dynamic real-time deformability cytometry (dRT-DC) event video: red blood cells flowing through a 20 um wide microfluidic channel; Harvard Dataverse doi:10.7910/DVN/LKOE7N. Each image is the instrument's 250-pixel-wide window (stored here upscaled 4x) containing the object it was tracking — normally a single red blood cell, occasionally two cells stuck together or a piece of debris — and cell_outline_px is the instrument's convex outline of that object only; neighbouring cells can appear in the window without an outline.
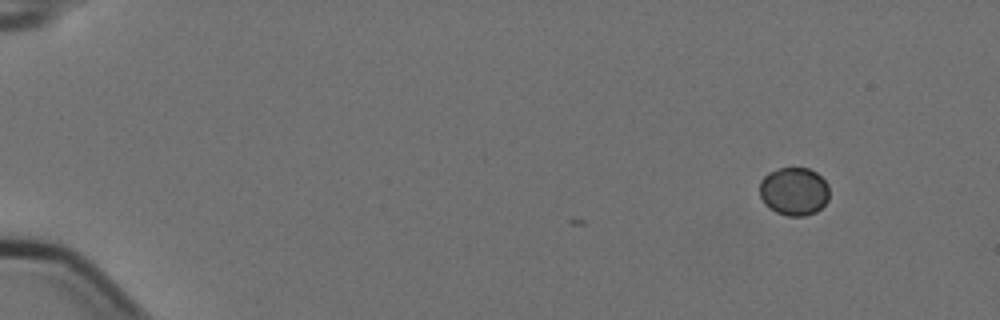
{"species": "Egyptian fruit bat (a non-hibernating species)", "species_latin": "Rousettus aegyptiacus", "temperature_condition": "cold", "stored_images_in_passage": 5, "camera_frame_rate_fps": 3000, "um_per_image_px": 0.085, "animal": {"sex": "female"}, "frame": {"image": 1, "passage_image": 1, "time_ms": 0.0, "image_size_px": [1000, 320], "cell_outline_px": [[828, 200], [816, 212], [804, 216], [788, 216], [776, 212], [768, 208], [764, 204], [760, 196], [760, 180], [768, 172], [780, 168], [808, 168], [816, 172], [828, 184]], "centroid_in_image_um": [67.47, 16.27], "position_along_channel_um": 17.5, "area_um2": 19.65}}